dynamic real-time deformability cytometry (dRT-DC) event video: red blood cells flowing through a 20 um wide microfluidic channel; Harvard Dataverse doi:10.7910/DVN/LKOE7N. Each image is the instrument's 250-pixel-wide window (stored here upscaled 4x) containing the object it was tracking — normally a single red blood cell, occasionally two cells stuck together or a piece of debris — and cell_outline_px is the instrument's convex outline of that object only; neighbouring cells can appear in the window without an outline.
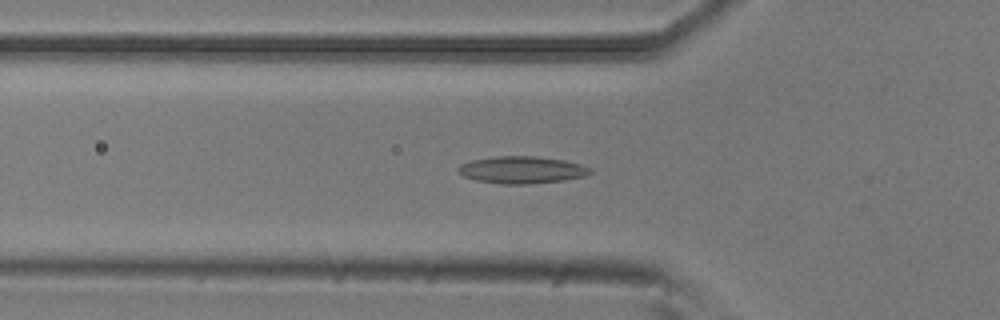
{"species": "common noctule bat (a hibernating species)", "species_latin": "Nyctalus noctula", "temperature_condition": "room temperature", "stored_images_in_passage": 53, "camera_frame_rate_fps": 3000, "um_per_image_px": 0.085, "animal": {"sex": "male", "body_mass_g": 20.5, "forearm_length_mm": 52.5}, "frame": {"image": 1, "passage_image": 18, "time_ms": 5.667, "image_size_px": [1000, 320], "cell_outline_px": [[592, 172], [584, 176], [564, 180], [524, 184], [500, 184], [476, 180], [464, 176], [456, 172], [456, 168], [460, 164], [472, 160], [492, 156], [536, 156], [564, 160], [580, 164], [592, 168]], "centroid_in_image_um": [44.32, 14.43], "position_along_channel_um": 81.5, "area_um2": 20.98}}
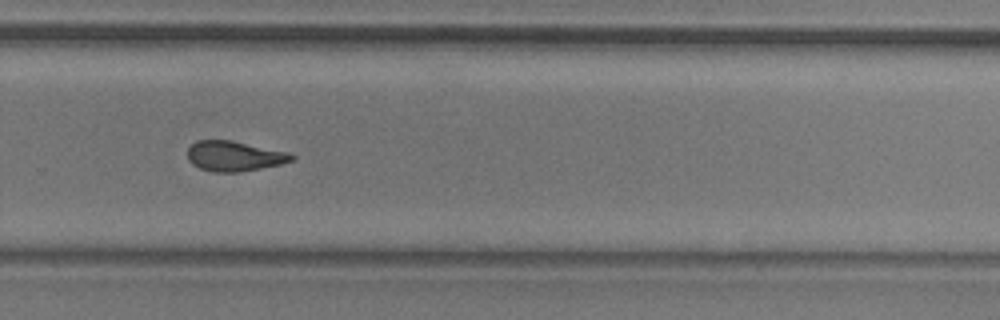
{"frame": {"image": 2, "passage_image": 36, "time_ms": 11.667, "image_size_px": [1000, 320], "cell_outline_px": [[296, 156], [292, 160], [280, 164], [240, 172], [212, 172], [200, 168], [192, 164], [188, 160], [188, 148], [196, 140], [232, 140], [288, 152]], "centroid_in_image_um": [19.89, 13.26], "position_along_channel_um": 309.9, "area_um2": 18.26}}
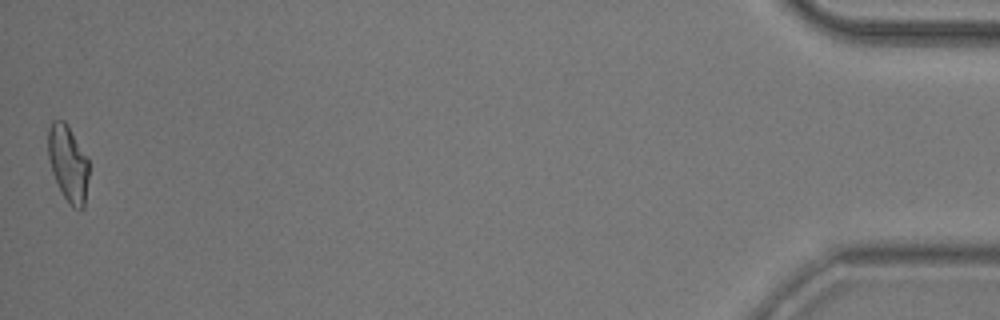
{"frame": {"image": 3, "passage_image": 53, "time_ms": 17.333, "image_size_px": [1000, 320], "cell_outline_px": [[88, 176], [84, 208], [72, 208], [68, 204], [52, 172], [48, 156], [48, 128], [52, 120], [64, 120], [88, 160]], "centroid_in_image_um": [5.77, 13.9], "position_along_channel_um": 429.4, "area_um2": 17.74}, "authors_computed_cell_mechanics": {"area_um2": 18.9006, "velocity_mm_per_s": 3.806, "shape_relaxation_time_tau1_ms": 9.7758, "shape_relaxation_time_tau2_ms": 2.0723, "deformation_change_tau1": 0.2279, "deformation_change_tau2": 0.0989}}